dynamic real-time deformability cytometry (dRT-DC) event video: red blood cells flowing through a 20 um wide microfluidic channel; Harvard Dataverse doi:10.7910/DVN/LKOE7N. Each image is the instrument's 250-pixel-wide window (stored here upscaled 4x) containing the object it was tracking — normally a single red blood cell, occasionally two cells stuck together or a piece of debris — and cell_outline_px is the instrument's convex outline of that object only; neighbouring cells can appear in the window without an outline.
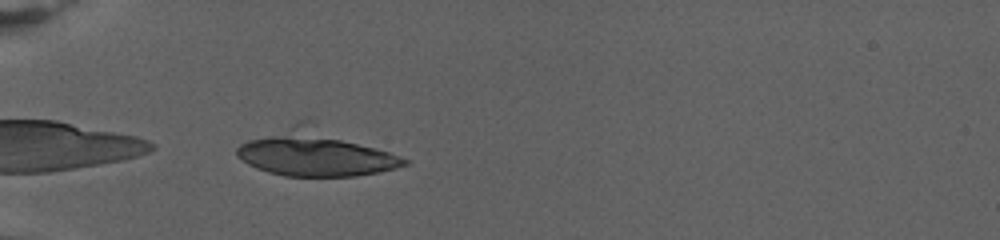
{"species": "human", "species_latin": "Homo sapiens", "temperature_condition": "warm", "stored_images_in_passage": 53, "camera_frame_rate_fps": 3000, "um_per_image_px": 0.085, "donor": {"sex": "female"}, "frame": {"image": 1, "passage_image": 1, "time_ms": 0.0, "image_size_px": [1000, 240], "cell_outline_px": [[408, 164], [396, 168], [356, 176], [284, 176], [268, 172], [256, 168], [248, 164], [236, 156], [236, 148], [240, 144], [248, 140], [300, 120], [312, 120], [400, 156], [408, 160]], "centroid_in_image_um": [26.8, 12.97], "position_along_channel_um": 58.2, "area_um2": 45.43}}
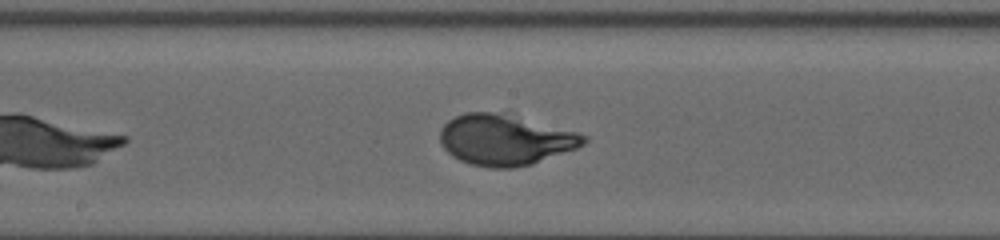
{"frame": {"image": 2, "passage_image": 19, "time_ms": 6.0, "image_size_px": [1000, 240], "cell_outline_px": [[588, 140], [584, 144], [576, 148], [532, 164], [516, 168], [488, 168], [468, 164], [452, 156], [440, 144], [440, 128], [448, 120], [464, 112], [508, 108], [588, 136]], "centroid_in_image_um": [42.96, 11.79], "position_along_channel_um": 205.2, "area_um2": 44.74}}
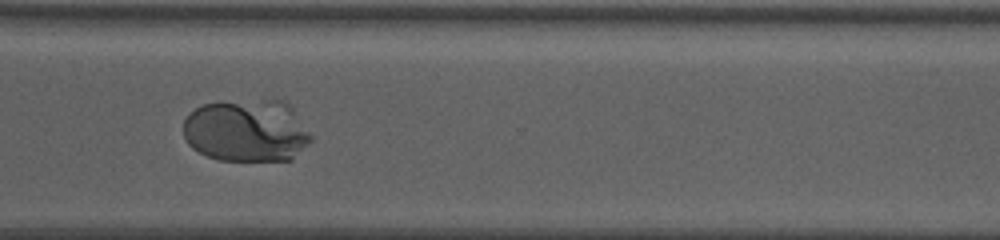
{"frame": {"image": 3, "passage_image": 35, "time_ms": 11.333, "image_size_px": [1000, 240], "cell_outline_px": [[312, 140], [292, 160], [220, 160], [208, 156], [192, 148], [188, 144], [184, 136], [184, 120], [188, 112], [204, 104], [220, 100], [236, 104], [308, 132], [312, 136]], "centroid_in_image_um": [20.54, 11.38], "position_along_channel_um": 350.1, "area_um2": 39.77}, "authors_computed_cell_mechanics": {"area_um2": 44.3326, "velocity_mm_per_s": 2.7153, "shape_relaxation_time_tau1_ms": 5.6739, "shape_relaxation_time_tau2_ms": null, "deformation_change_tau1": 0.2548, "deformation_change_tau2": null}}